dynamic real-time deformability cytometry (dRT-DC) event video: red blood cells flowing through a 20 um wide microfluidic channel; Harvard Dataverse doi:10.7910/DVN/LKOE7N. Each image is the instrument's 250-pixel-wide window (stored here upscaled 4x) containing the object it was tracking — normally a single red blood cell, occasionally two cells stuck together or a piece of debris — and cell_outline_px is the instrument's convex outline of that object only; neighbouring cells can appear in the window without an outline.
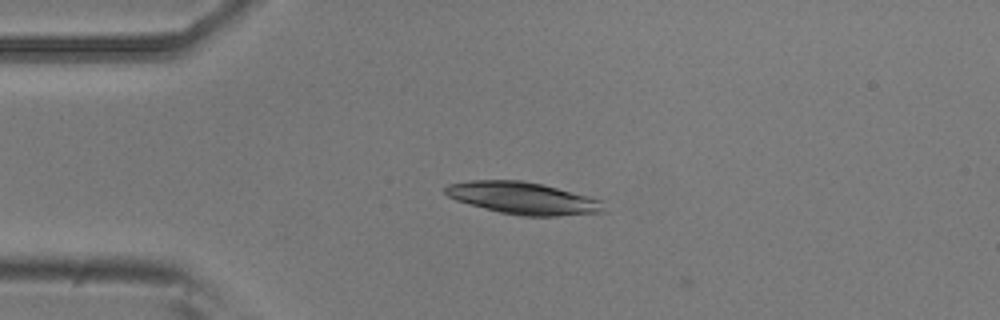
{"species": "common noctule bat (a hibernating species)", "species_latin": "Nyctalus noctula", "temperature_condition": "room temperature", "stored_images_in_passage": 8, "camera_frame_rate_fps": 3000, "um_per_image_px": 0.085, "animal": {"sex": "male", "body_mass_g": 20.5, "forearm_length_mm": 52.5}, "frame": {"image": 1, "passage_image": 3, "time_ms": 0.667, "image_size_px": [1000, 320], "cell_outline_px": [[608, 212], [556, 216], [520, 216], [500, 212], [456, 200], [448, 196], [444, 192], [444, 188], [448, 184], [468, 180], [520, 180], [544, 184], [604, 200]], "centroid_in_image_um": [44.53, 16.84], "position_along_channel_um": 40.5, "area_um2": 30.0}}
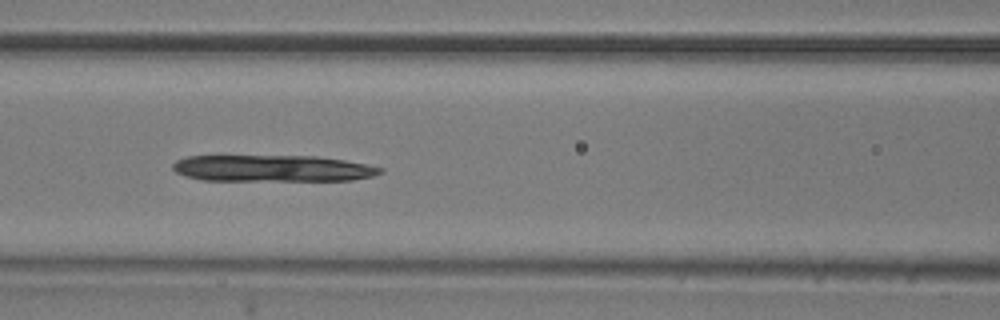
{"frame": {"image": 2, "passage_image": 6, "time_ms": 1.667, "image_size_px": [1000, 320], "cell_outline_px": [[384, 172], [372, 176], [352, 180], [200, 180], [184, 176], [176, 172], [172, 168], [172, 164], [176, 160], [188, 156], [316, 156], [344, 160], [384, 168]], "centroid_in_image_um": [23.13, 14.31], "position_along_channel_um": 143.5, "area_um2": 32.02}}